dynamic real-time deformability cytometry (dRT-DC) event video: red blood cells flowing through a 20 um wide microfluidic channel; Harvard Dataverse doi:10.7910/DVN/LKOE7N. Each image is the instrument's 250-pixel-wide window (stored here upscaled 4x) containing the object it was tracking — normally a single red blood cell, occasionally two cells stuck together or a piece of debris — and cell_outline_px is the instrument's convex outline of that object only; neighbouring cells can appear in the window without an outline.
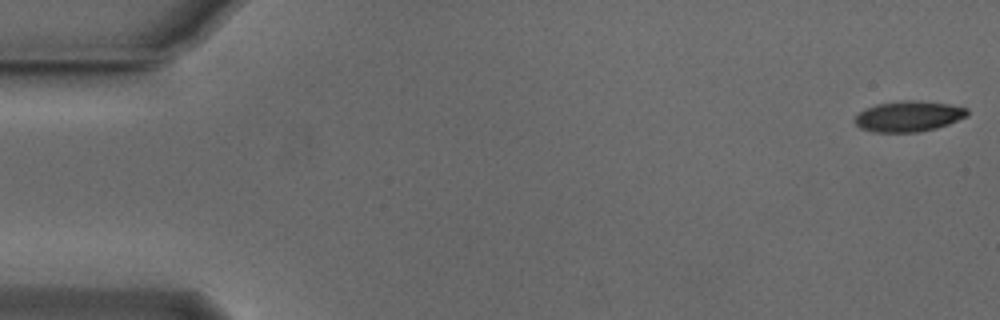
{"species": "Egyptian fruit bat (a non-hibernating species)", "species_latin": "Rousettus aegyptiacus", "temperature_condition": "cold", "stored_images_in_passage": 53, "camera_frame_rate_fps": 3000, "um_per_image_px": 0.085, "animal": {"sex": "male"}, "frame": {"image": 1, "passage_image": 1, "time_ms": 0.0, "image_size_px": [1000, 320], "cell_outline_px": [[968, 116], [948, 124], [936, 128], [916, 132], [872, 132], [860, 128], [852, 120], [864, 108], [876, 104], [904, 100], [920, 100], [948, 104], [968, 108]], "centroid_in_image_um": [77.21, 9.88], "position_along_channel_um": 7.8, "area_um2": 20.23}}
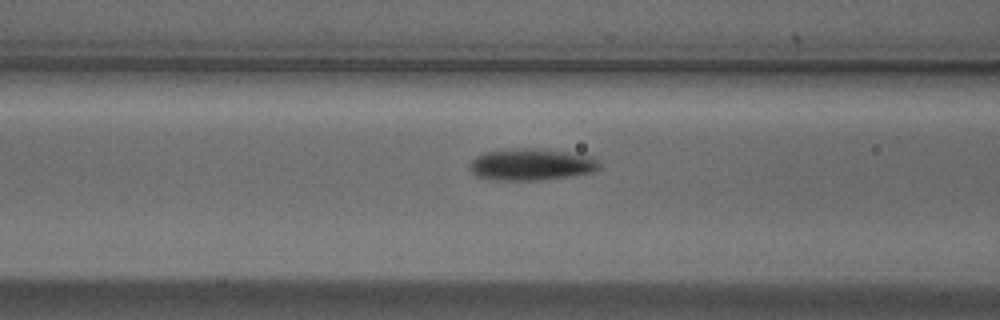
{"frame": {"image": 2, "passage_image": 21, "time_ms": 6.667, "image_size_px": [1000, 320], "cell_outline_px": [[600, 168], [592, 172], [572, 176], [536, 180], [496, 180], [476, 176], [468, 168], [468, 164], [476, 156], [484, 152], [512, 148], [532, 148], [564, 152], [592, 156], [600, 164]], "centroid_in_image_um": [45.12, 13.98], "position_along_channel_um": 121.5, "area_um2": 23.99}}
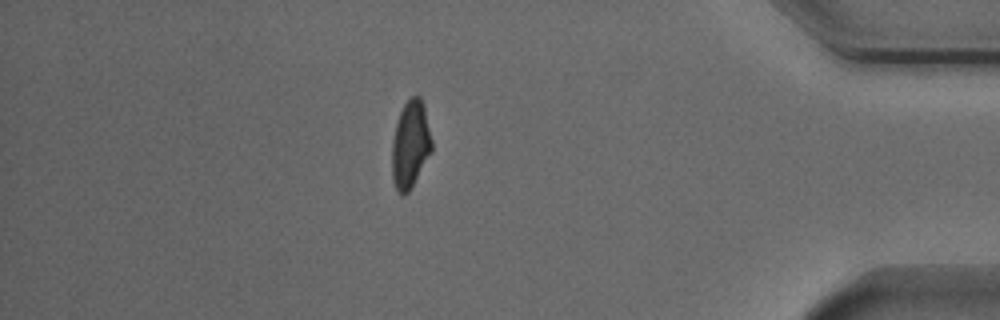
{"frame": {"image": 3, "passage_image": 46, "time_ms": 15.0, "image_size_px": [1000, 320], "cell_outline_px": [[432, 152], [408, 192], [404, 196], [396, 188], [392, 180], [392, 140], [396, 124], [400, 112], [404, 104], [412, 96], [420, 96], [424, 108], [432, 140]], "centroid_in_image_um": [34.88, 12.29], "position_along_channel_um": 400.3, "area_um2": 20.06}, "authors_computed_cell_mechanics": {"area_um2": 21.2704, "velocity_mm_per_s": 3.8476, "shape_relaxation_time_tau1_ms": 4.1664, "shape_relaxation_time_tau2_ms": 8.6682, "deformation_change_tau1": 0.138, "deformation_change_tau2": 0.1536}}